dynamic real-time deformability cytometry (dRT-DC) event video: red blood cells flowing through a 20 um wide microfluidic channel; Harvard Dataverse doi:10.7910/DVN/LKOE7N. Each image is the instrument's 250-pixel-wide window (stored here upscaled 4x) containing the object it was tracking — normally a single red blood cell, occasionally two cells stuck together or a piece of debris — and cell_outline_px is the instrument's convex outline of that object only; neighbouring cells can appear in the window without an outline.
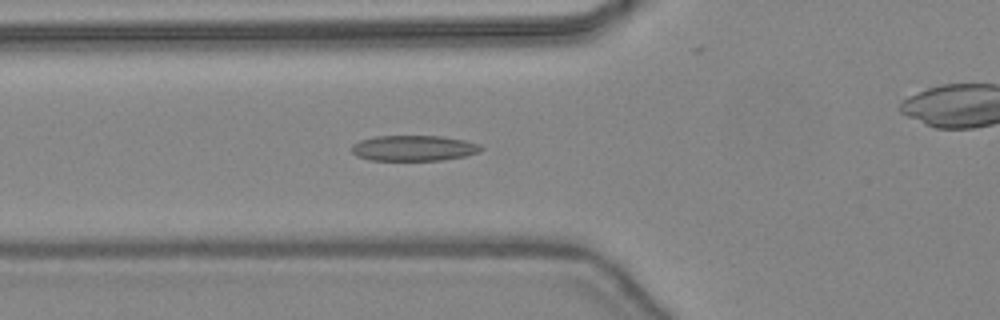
{"species": "common noctule bat (a hibernating species)", "species_latin": "Nyctalus noctula", "temperature_condition": "warm", "stored_images_in_passage": 49, "camera_frame_rate_fps": 3000, "um_per_image_px": 0.085, "animal": {"sex": "female", "body_mass_g": 24.6, "forearm_length_mm": 56.2}, "frame": {"image": 1, "passage_image": 19, "time_ms": 6.0, "image_size_px": [1000, 320], "cell_outline_px": [[484, 148], [480, 152], [464, 156], [444, 160], [368, 160], [356, 156], [352, 152], [352, 144], [360, 140], [376, 136], [444, 136], [464, 140], [480, 144]], "centroid_in_image_um": [35.18, 12.59], "position_along_channel_um": 90.6, "area_um2": 19.42}}
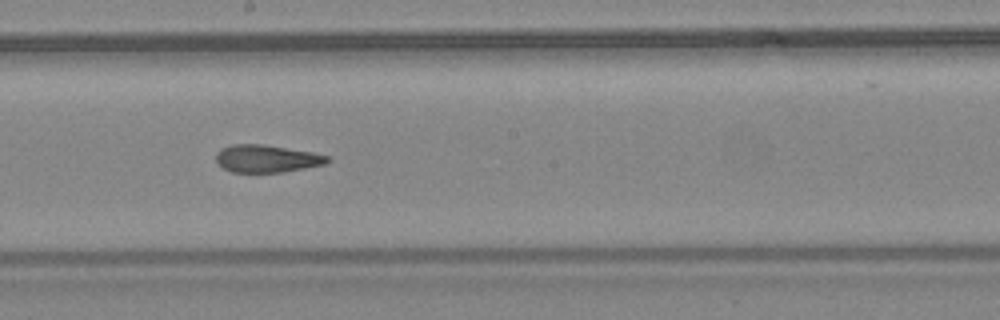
{"frame": {"image": 2, "passage_image": 28, "time_ms": 9.0, "image_size_px": [1000, 320], "cell_outline_px": [[332, 160], [324, 164], [304, 168], [280, 172], [232, 172], [224, 168], [216, 160], [216, 152], [220, 148], [232, 144], [260, 144], [312, 152], [328, 156]], "centroid_in_image_um": [22.65, 13.47], "position_along_channel_um": 225.5, "area_um2": 17.69}}
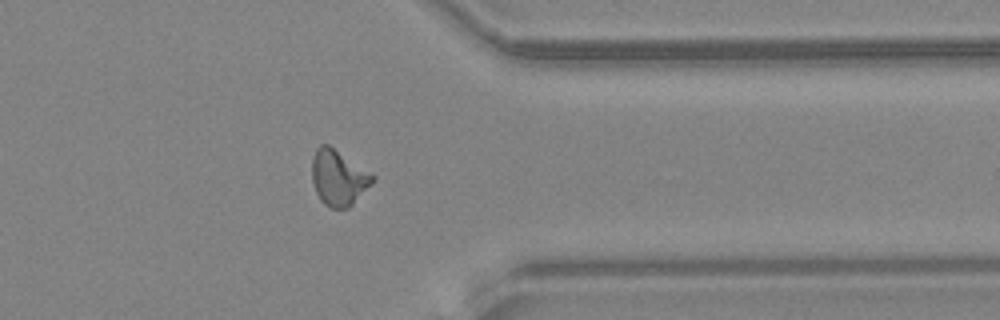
{"frame": {"image": 3, "passage_image": 39, "time_ms": 12.667, "image_size_px": [1000, 320], "cell_outline_px": [[376, 176], [372, 184], [348, 208], [328, 208], [320, 200], [316, 192], [312, 180], [312, 156], [316, 148], [320, 144], [328, 144], [372, 172]], "centroid_in_image_um": [28.77, 15.09], "position_along_channel_um": 382.6, "area_um2": 19.88}, "authors_computed_cell_mechanics": {"area_um2": 19.1896, "velocity_mm_per_s": 4.4703, "shape_relaxation_time_tau1_ms": null, "shape_relaxation_time_tau2_ms": 2.1077, "deformation_change_tau1": null, "deformation_change_tau2": 0.1099}}